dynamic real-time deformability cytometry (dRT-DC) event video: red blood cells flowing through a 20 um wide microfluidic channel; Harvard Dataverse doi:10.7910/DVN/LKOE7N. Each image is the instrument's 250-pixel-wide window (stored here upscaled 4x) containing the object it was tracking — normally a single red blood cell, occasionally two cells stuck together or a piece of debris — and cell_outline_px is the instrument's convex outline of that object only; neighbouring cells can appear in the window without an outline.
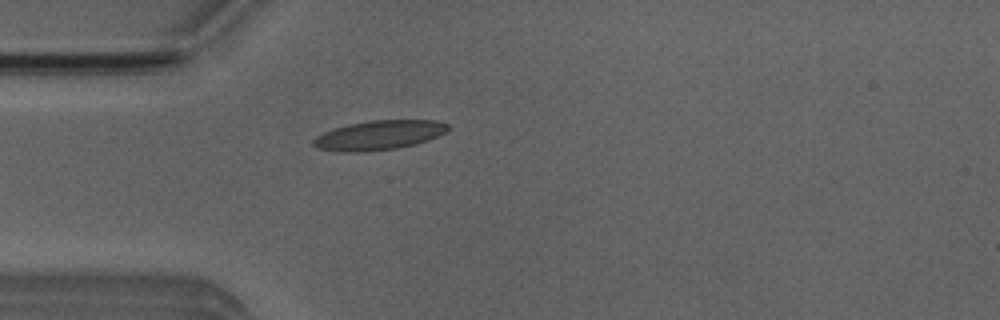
{"species": "Egyptian fruit bat (a non-hibernating species)", "species_latin": "Rousettus aegyptiacus", "temperature_condition": "room temperature", "stored_images_in_passage": 50, "camera_frame_rate_fps": 3000, "um_per_image_px": 0.085, "animal": {"sex": "male"}, "frame": {"image": 1, "passage_image": 15, "time_ms": 4.667, "image_size_px": [1000, 320], "cell_outline_px": [[448, 128], [444, 132], [428, 140], [416, 144], [396, 148], [364, 152], [344, 152], [316, 148], [312, 144], [312, 140], [316, 136], [324, 132], [348, 124], [368, 120], [436, 120], [448, 124]], "centroid_in_image_um": [32.18, 11.49], "position_along_channel_um": 52.8, "area_um2": 23.0}}
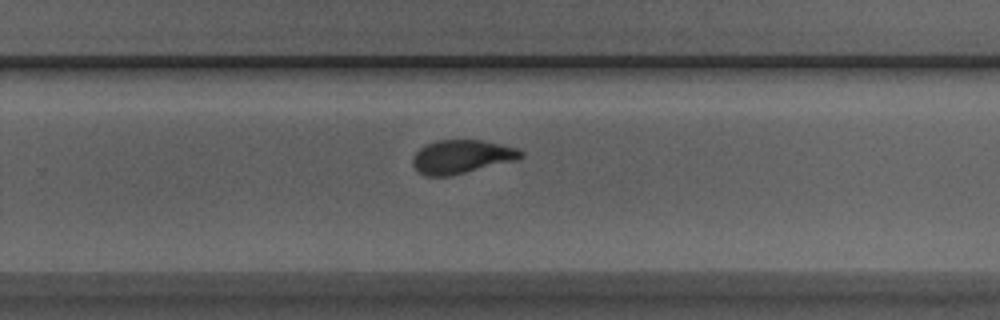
{"frame": {"image": 2, "passage_image": 34, "time_ms": 11.0, "image_size_px": [1000, 320], "cell_outline_px": [[524, 156], [516, 160], [452, 176], [424, 176], [412, 164], [412, 156], [420, 148], [436, 140], [484, 140], [516, 148], [524, 152]], "centroid_in_image_um": [39.24, 13.32], "position_along_channel_um": 290.6, "area_um2": 21.21}}
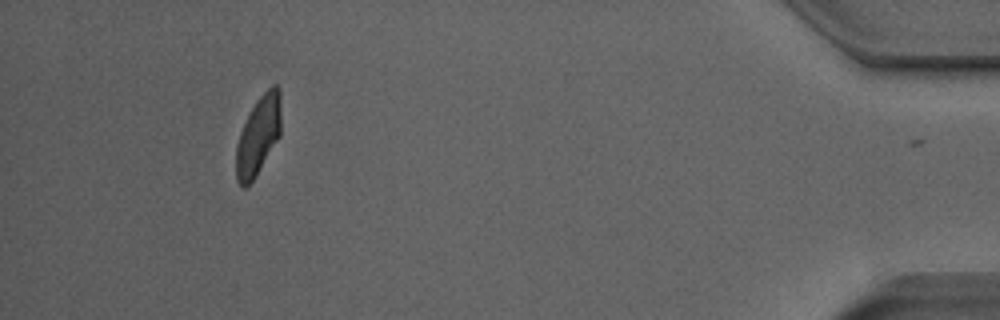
{"frame": {"image": 3, "passage_image": 49, "time_ms": 16.0, "image_size_px": [1000, 320], "cell_outline_px": [[280, 136], [256, 176], [244, 188], [236, 180], [236, 144], [240, 132], [256, 100], [272, 84], [276, 84], [280, 88]], "centroid_in_image_um": [21.96, 11.51], "position_along_channel_um": 413.2, "area_um2": 20.52}, "authors_computed_cell_mechanics": {"area_um2": 21.4149, "velocity_mm_per_s": 3.8657, "shape_relaxation_time_tau1_ms": 5.9241, "shape_relaxation_time_tau2_ms": 1.1275, "deformation_change_tau1": 0.185, "deformation_change_tau2": 0.0861}}